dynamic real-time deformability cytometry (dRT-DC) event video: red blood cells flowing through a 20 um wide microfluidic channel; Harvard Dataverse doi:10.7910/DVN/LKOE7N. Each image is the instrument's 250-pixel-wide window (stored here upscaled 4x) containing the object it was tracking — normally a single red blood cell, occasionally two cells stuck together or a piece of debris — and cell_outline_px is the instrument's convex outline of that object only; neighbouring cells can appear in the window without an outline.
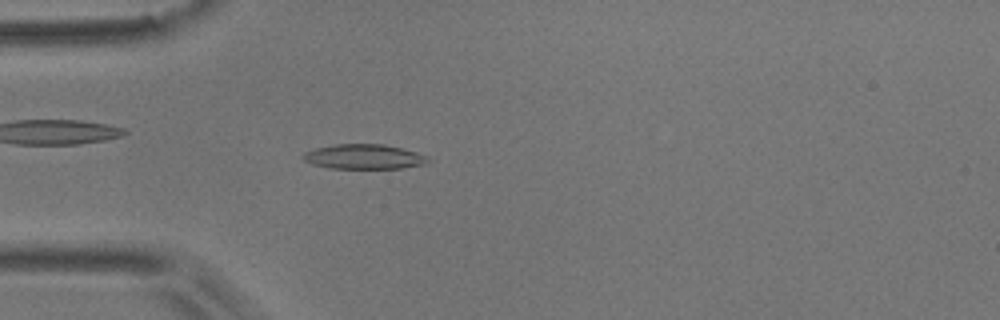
{"species": "common noctule bat (a hibernating species)", "species_latin": "Nyctalus noctula", "temperature_condition": "room temperature", "stored_images_in_passage": 52, "camera_frame_rate_fps": 3000, "um_per_image_px": 0.085, "animal": {"sex": "male", "body_mass_g": 17.9}, "frame": {"image": 1, "passage_image": 14, "time_ms": 4.333, "image_size_px": [1000, 320], "cell_outline_px": [[432, 160], [424, 164], [400, 168], [328, 168], [312, 164], [304, 160], [300, 156], [304, 152], [316, 148], [336, 144], [384, 144], [416, 152], [428, 156]], "centroid_in_image_um": [30.92, 13.32], "position_along_channel_um": 54.1, "area_um2": 18.03}}
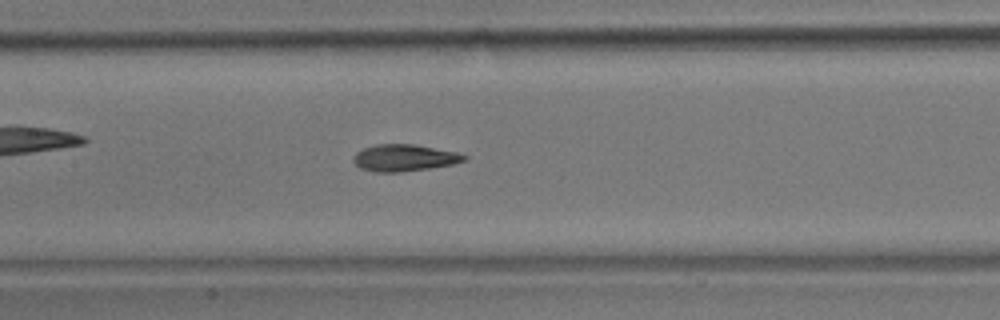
{"frame": {"image": 2, "passage_image": 24, "time_ms": 7.667, "image_size_px": [1000, 320], "cell_outline_px": [[468, 160], [452, 164], [428, 168], [400, 172], [376, 172], [360, 168], [352, 160], [352, 156], [356, 152], [364, 148], [376, 144], [416, 144], [456, 152], [468, 156]], "centroid_in_image_um": [34.35, 13.41], "position_along_channel_um": 173.0, "area_um2": 17.34}}
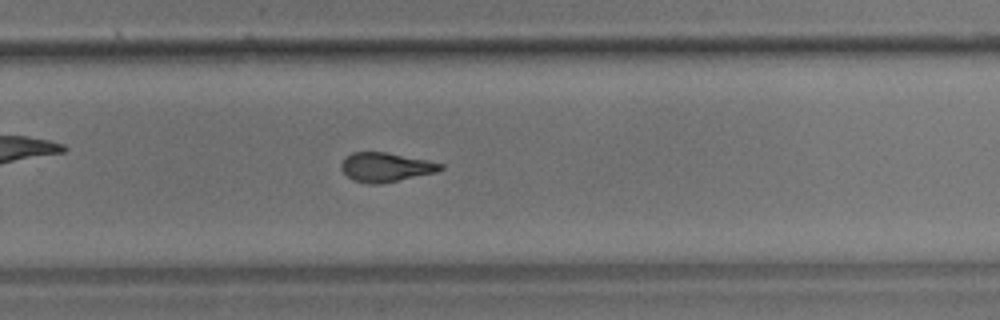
{"frame": {"image": 3, "passage_image": 34, "time_ms": 11.0, "image_size_px": [1000, 320], "cell_outline_px": [[444, 168], [436, 172], [380, 184], [368, 184], [352, 180], [340, 168], [340, 164], [344, 156], [352, 152], [388, 152], [428, 160], [444, 164]], "centroid_in_image_um": [32.76, 14.2], "position_along_channel_um": 297.0, "area_um2": 17.05}, "authors_computed_cell_mechanics": {"area_um2": 17.4267, "velocity_mm_per_s": 3.7381, "shape_relaxation_time_tau1_ms": 10.0777, "shape_relaxation_time_tau2_ms": 2.3543, "deformation_change_tau1": 0.2589, "deformation_change_tau2": 0.1115}}